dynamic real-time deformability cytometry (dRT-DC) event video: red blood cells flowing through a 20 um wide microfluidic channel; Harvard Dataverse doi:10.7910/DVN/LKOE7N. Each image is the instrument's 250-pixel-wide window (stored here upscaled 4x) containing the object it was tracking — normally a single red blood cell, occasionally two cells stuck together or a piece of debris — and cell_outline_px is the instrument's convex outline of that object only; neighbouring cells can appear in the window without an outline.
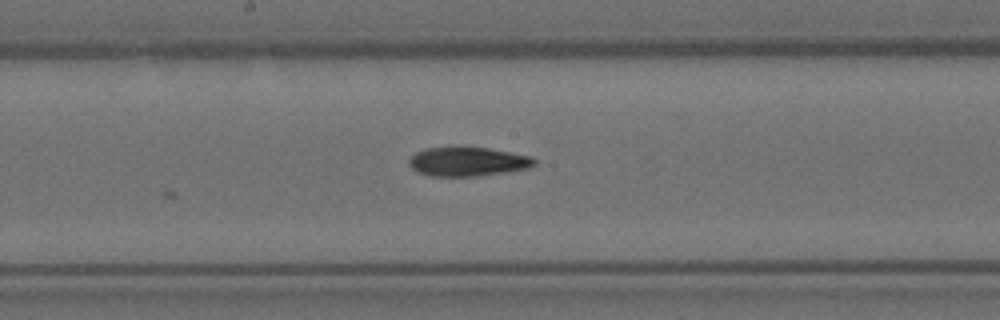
{"species": "Egyptian fruit bat (a non-hibernating species)", "species_latin": "Rousettus aegyptiacus", "temperature_condition": "room temperature", "stored_images_in_passage": 8, "camera_frame_rate_fps": 3000, "um_per_image_px": 0.085, "animal": {"sex": "female"}, "frame": {"image": 1, "passage_image": 7, "time_ms": 2.0, "image_size_px": [1000, 320], "cell_outline_px": [[536, 164], [532, 168], [476, 176], [428, 176], [412, 168], [408, 164], [408, 160], [416, 152], [424, 148], [456, 144], [488, 148], [532, 156], [536, 160]], "centroid_in_image_um": [39.74, 13.69], "position_along_channel_um": 208.5, "area_um2": 22.02}}